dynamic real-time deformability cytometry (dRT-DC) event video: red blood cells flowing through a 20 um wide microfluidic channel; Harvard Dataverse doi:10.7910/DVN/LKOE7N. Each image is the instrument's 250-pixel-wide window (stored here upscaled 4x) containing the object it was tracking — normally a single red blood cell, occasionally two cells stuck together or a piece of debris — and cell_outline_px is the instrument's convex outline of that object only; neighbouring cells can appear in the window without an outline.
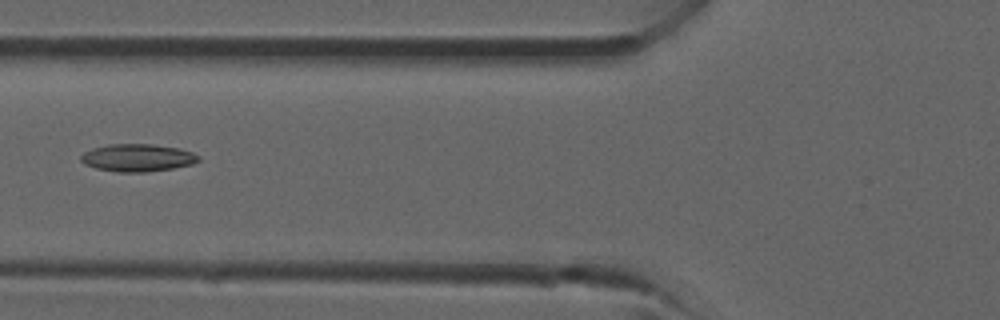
{"species": "common noctule bat (a hibernating species)", "species_latin": "Nyctalus noctula", "temperature_condition": "room temperature", "stored_images_in_passage": 28, "camera_frame_rate_fps": 3000, "um_per_image_px": 0.085, "animal": {"sex": "male", "forearm_length_mm": 52.5}, "frame": {"image": 1, "passage_image": 5, "time_ms": 1.333, "image_size_px": [1000, 320], "cell_outline_px": [[200, 160], [192, 164], [172, 168], [144, 172], [116, 172], [96, 168], [84, 164], [80, 160], [80, 156], [84, 152], [92, 148], [108, 144], [152, 144], [176, 148], [192, 152], [200, 156]], "centroid_in_image_um": [11.66, 13.41], "position_along_channel_um": 114.1, "area_um2": 18.84}}
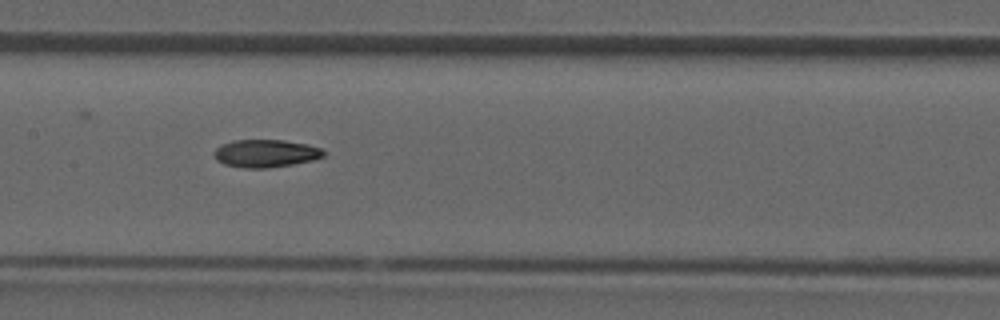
{"frame": {"image": 2, "passage_image": 9, "time_ms": 2.667, "image_size_px": [1000, 320], "cell_outline_px": [[324, 156], [312, 160], [292, 164], [268, 168], [244, 168], [224, 164], [216, 160], [212, 152], [216, 148], [232, 140], [284, 140], [308, 144], [320, 148], [324, 152]], "centroid_in_image_um": [22.55, 13.04], "position_along_channel_um": 184.8, "area_um2": 17.69}}
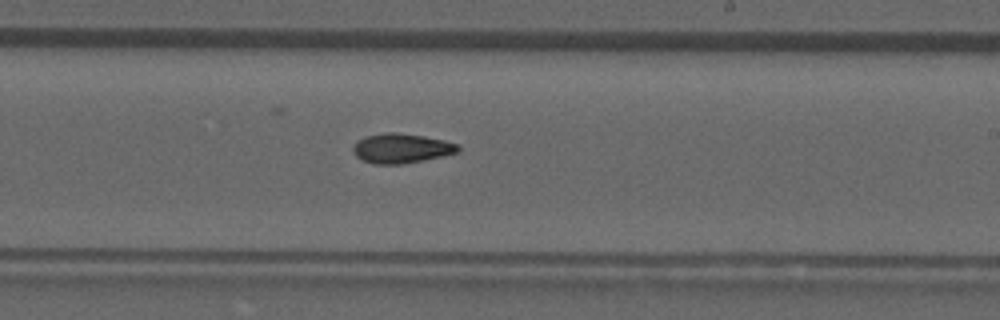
{"frame": {"image": 3, "passage_image": 13, "time_ms": 4.0, "image_size_px": [1000, 320], "cell_outline_px": [[460, 152], [424, 160], [404, 164], [372, 164], [356, 156], [352, 152], [352, 148], [364, 136], [388, 132], [396, 132], [424, 136], [444, 140], [456, 144], [460, 148]], "centroid_in_image_um": [34.12, 12.61], "position_along_channel_um": 254.9, "area_um2": 18.09}}